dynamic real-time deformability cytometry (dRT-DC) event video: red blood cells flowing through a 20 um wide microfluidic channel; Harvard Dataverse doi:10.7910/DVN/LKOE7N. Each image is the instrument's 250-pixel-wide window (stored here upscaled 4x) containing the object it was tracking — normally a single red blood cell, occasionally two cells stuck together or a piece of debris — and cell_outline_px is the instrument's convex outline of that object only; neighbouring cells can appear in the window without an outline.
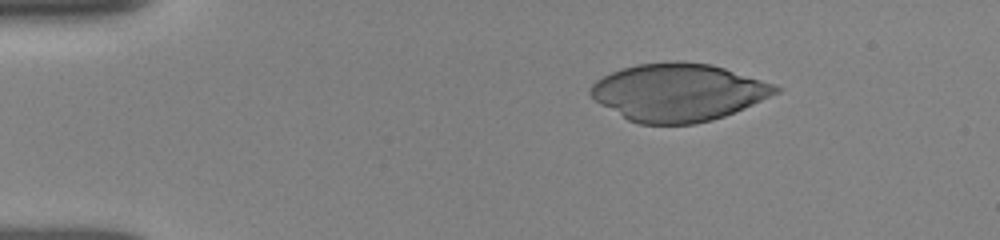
{"species": "human", "species_latin": "Homo sapiens", "temperature_condition": "room temperature", "stored_images_in_passage": 38, "camera_frame_rate_fps": 3000, "um_per_image_px": 0.085, "donor": {"sex": "female"}, "frame": {"image": 1, "passage_image": 1, "time_ms": 0.0, "image_size_px": [1000, 240], "cell_outline_px": [[780, 92], [724, 116], [712, 120], [696, 124], [640, 124], [628, 120], [600, 104], [588, 92], [592, 84], [596, 80], [620, 68], [636, 64], [676, 60], [680, 60], [712, 64], [776, 84], [780, 88]], "centroid_in_image_um": [57.64, 7.83], "position_along_channel_um": 27.4, "area_um2": 62.25}}